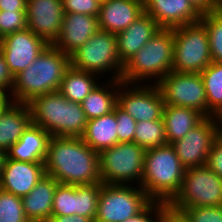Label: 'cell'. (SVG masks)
I'll return each instance as SVG.
<instances>
[{
    "label": "cell",
    "mask_w": 222,
    "mask_h": 222,
    "mask_svg": "<svg viewBox=\"0 0 222 222\" xmlns=\"http://www.w3.org/2000/svg\"><path fill=\"white\" fill-rule=\"evenodd\" d=\"M45 174L75 186L101 183L99 153L81 137H51L44 160Z\"/></svg>",
    "instance_id": "obj_1"
},
{
    "label": "cell",
    "mask_w": 222,
    "mask_h": 222,
    "mask_svg": "<svg viewBox=\"0 0 222 222\" xmlns=\"http://www.w3.org/2000/svg\"><path fill=\"white\" fill-rule=\"evenodd\" d=\"M70 56L49 44L23 71L14 76L11 100L27 104L35 97L59 91Z\"/></svg>",
    "instance_id": "obj_2"
},
{
    "label": "cell",
    "mask_w": 222,
    "mask_h": 222,
    "mask_svg": "<svg viewBox=\"0 0 222 222\" xmlns=\"http://www.w3.org/2000/svg\"><path fill=\"white\" fill-rule=\"evenodd\" d=\"M31 123L51 137H81L87 118L81 103L68 101L59 91L35 97L27 103Z\"/></svg>",
    "instance_id": "obj_3"
},
{
    "label": "cell",
    "mask_w": 222,
    "mask_h": 222,
    "mask_svg": "<svg viewBox=\"0 0 222 222\" xmlns=\"http://www.w3.org/2000/svg\"><path fill=\"white\" fill-rule=\"evenodd\" d=\"M173 54V29L160 28L146 45L124 64L120 81L128 84H157L173 71Z\"/></svg>",
    "instance_id": "obj_4"
},
{
    "label": "cell",
    "mask_w": 222,
    "mask_h": 222,
    "mask_svg": "<svg viewBox=\"0 0 222 222\" xmlns=\"http://www.w3.org/2000/svg\"><path fill=\"white\" fill-rule=\"evenodd\" d=\"M185 170L171 144L147 149L140 187L151 200L169 204L181 189Z\"/></svg>",
    "instance_id": "obj_5"
},
{
    "label": "cell",
    "mask_w": 222,
    "mask_h": 222,
    "mask_svg": "<svg viewBox=\"0 0 222 222\" xmlns=\"http://www.w3.org/2000/svg\"><path fill=\"white\" fill-rule=\"evenodd\" d=\"M70 66L100 77L108 74V80H120L124 65L118 56L116 35L99 29L70 55Z\"/></svg>",
    "instance_id": "obj_6"
},
{
    "label": "cell",
    "mask_w": 222,
    "mask_h": 222,
    "mask_svg": "<svg viewBox=\"0 0 222 222\" xmlns=\"http://www.w3.org/2000/svg\"><path fill=\"white\" fill-rule=\"evenodd\" d=\"M145 151L135 142H118L102 150L99 153L101 183L140 186Z\"/></svg>",
    "instance_id": "obj_7"
},
{
    "label": "cell",
    "mask_w": 222,
    "mask_h": 222,
    "mask_svg": "<svg viewBox=\"0 0 222 222\" xmlns=\"http://www.w3.org/2000/svg\"><path fill=\"white\" fill-rule=\"evenodd\" d=\"M173 71L201 73L212 62L209 38L205 26L197 23L173 29Z\"/></svg>",
    "instance_id": "obj_8"
},
{
    "label": "cell",
    "mask_w": 222,
    "mask_h": 222,
    "mask_svg": "<svg viewBox=\"0 0 222 222\" xmlns=\"http://www.w3.org/2000/svg\"><path fill=\"white\" fill-rule=\"evenodd\" d=\"M168 205L179 212L189 207L222 206V178L206 165L186 169L181 189Z\"/></svg>",
    "instance_id": "obj_9"
},
{
    "label": "cell",
    "mask_w": 222,
    "mask_h": 222,
    "mask_svg": "<svg viewBox=\"0 0 222 222\" xmlns=\"http://www.w3.org/2000/svg\"><path fill=\"white\" fill-rule=\"evenodd\" d=\"M150 201L140 186L102 183L94 222H124Z\"/></svg>",
    "instance_id": "obj_10"
},
{
    "label": "cell",
    "mask_w": 222,
    "mask_h": 222,
    "mask_svg": "<svg viewBox=\"0 0 222 222\" xmlns=\"http://www.w3.org/2000/svg\"><path fill=\"white\" fill-rule=\"evenodd\" d=\"M157 85L165 106L192 108L207 117V98L200 73L171 71Z\"/></svg>",
    "instance_id": "obj_11"
},
{
    "label": "cell",
    "mask_w": 222,
    "mask_h": 222,
    "mask_svg": "<svg viewBox=\"0 0 222 222\" xmlns=\"http://www.w3.org/2000/svg\"><path fill=\"white\" fill-rule=\"evenodd\" d=\"M221 132L219 117H205L182 139L173 142L176 155L185 169L203 166L215 138Z\"/></svg>",
    "instance_id": "obj_12"
},
{
    "label": "cell",
    "mask_w": 222,
    "mask_h": 222,
    "mask_svg": "<svg viewBox=\"0 0 222 222\" xmlns=\"http://www.w3.org/2000/svg\"><path fill=\"white\" fill-rule=\"evenodd\" d=\"M118 105L136 122L163 119L165 103L157 84L122 82L118 88Z\"/></svg>",
    "instance_id": "obj_13"
},
{
    "label": "cell",
    "mask_w": 222,
    "mask_h": 222,
    "mask_svg": "<svg viewBox=\"0 0 222 222\" xmlns=\"http://www.w3.org/2000/svg\"><path fill=\"white\" fill-rule=\"evenodd\" d=\"M49 45L28 28L0 39V51L13 76L26 69Z\"/></svg>",
    "instance_id": "obj_14"
},
{
    "label": "cell",
    "mask_w": 222,
    "mask_h": 222,
    "mask_svg": "<svg viewBox=\"0 0 222 222\" xmlns=\"http://www.w3.org/2000/svg\"><path fill=\"white\" fill-rule=\"evenodd\" d=\"M63 17L62 0H27V28L49 44L59 37Z\"/></svg>",
    "instance_id": "obj_15"
},
{
    "label": "cell",
    "mask_w": 222,
    "mask_h": 222,
    "mask_svg": "<svg viewBox=\"0 0 222 222\" xmlns=\"http://www.w3.org/2000/svg\"><path fill=\"white\" fill-rule=\"evenodd\" d=\"M44 175V162H22L5 156L0 174V189L23 197Z\"/></svg>",
    "instance_id": "obj_16"
},
{
    "label": "cell",
    "mask_w": 222,
    "mask_h": 222,
    "mask_svg": "<svg viewBox=\"0 0 222 222\" xmlns=\"http://www.w3.org/2000/svg\"><path fill=\"white\" fill-rule=\"evenodd\" d=\"M143 5L144 12L164 29L197 23L202 16L189 0H143Z\"/></svg>",
    "instance_id": "obj_17"
},
{
    "label": "cell",
    "mask_w": 222,
    "mask_h": 222,
    "mask_svg": "<svg viewBox=\"0 0 222 222\" xmlns=\"http://www.w3.org/2000/svg\"><path fill=\"white\" fill-rule=\"evenodd\" d=\"M98 30V17L81 13H64L61 33L53 45L70 56Z\"/></svg>",
    "instance_id": "obj_18"
},
{
    "label": "cell",
    "mask_w": 222,
    "mask_h": 222,
    "mask_svg": "<svg viewBox=\"0 0 222 222\" xmlns=\"http://www.w3.org/2000/svg\"><path fill=\"white\" fill-rule=\"evenodd\" d=\"M143 13V0H102L98 27L100 30L117 34L124 31Z\"/></svg>",
    "instance_id": "obj_19"
},
{
    "label": "cell",
    "mask_w": 222,
    "mask_h": 222,
    "mask_svg": "<svg viewBox=\"0 0 222 222\" xmlns=\"http://www.w3.org/2000/svg\"><path fill=\"white\" fill-rule=\"evenodd\" d=\"M159 29L157 22L144 12L124 31L115 34L121 63L124 65L131 59Z\"/></svg>",
    "instance_id": "obj_20"
},
{
    "label": "cell",
    "mask_w": 222,
    "mask_h": 222,
    "mask_svg": "<svg viewBox=\"0 0 222 222\" xmlns=\"http://www.w3.org/2000/svg\"><path fill=\"white\" fill-rule=\"evenodd\" d=\"M57 185L55 178L45 174L27 195L21 197L24 214L30 222L50 219Z\"/></svg>",
    "instance_id": "obj_21"
},
{
    "label": "cell",
    "mask_w": 222,
    "mask_h": 222,
    "mask_svg": "<svg viewBox=\"0 0 222 222\" xmlns=\"http://www.w3.org/2000/svg\"><path fill=\"white\" fill-rule=\"evenodd\" d=\"M50 138L47 131L31 123L5 156L22 162H44Z\"/></svg>",
    "instance_id": "obj_22"
},
{
    "label": "cell",
    "mask_w": 222,
    "mask_h": 222,
    "mask_svg": "<svg viewBox=\"0 0 222 222\" xmlns=\"http://www.w3.org/2000/svg\"><path fill=\"white\" fill-rule=\"evenodd\" d=\"M31 124L27 104L11 102L0 114V151L6 153Z\"/></svg>",
    "instance_id": "obj_23"
},
{
    "label": "cell",
    "mask_w": 222,
    "mask_h": 222,
    "mask_svg": "<svg viewBox=\"0 0 222 222\" xmlns=\"http://www.w3.org/2000/svg\"><path fill=\"white\" fill-rule=\"evenodd\" d=\"M115 108L102 117L87 120L82 140L94 151L100 153L118 143Z\"/></svg>",
    "instance_id": "obj_24"
},
{
    "label": "cell",
    "mask_w": 222,
    "mask_h": 222,
    "mask_svg": "<svg viewBox=\"0 0 222 222\" xmlns=\"http://www.w3.org/2000/svg\"><path fill=\"white\" fill-rule=\"evenodd\" d=\"M167 144L182 139L205 116L199 111L180 106H165L163 110Z\"/></svg>",
    "instance_id": "obj_25"
},
{
    "label": "cell",
    "mask_w": 222,
    "mask_h": 222,
    "mask_svg": "<svg viewBox=\"0 0 222 222\" xmlns=\"http://www.w3.org/2000/svg\"><path fill=\"white\" fill-rule=\"evenodd\" d=\"M106 81V83L100 82L81 102L87 120L110 113L118 104V88L122 82L120 80L108 81V79Z\"/></svg>",
    "instance_id": "obj_26"
},
{
    "label": "cell",
    "mask_w": 222,
    "mask_h": 222,
    "mask_svg": "<svg viewBox=\"0 0 222 222\" xmlns=\"http://www.w3.org/2000/svg\"><path fill=\"white\" fill-rule=\"evenodd\" d=\"M96 74L70 66L61 81L59 92L68 100L81 103L102 81ZM99 82H98V81Z\"/></svg>",
    "instance_id": "obj_27"
},
{
    "label": "cell",
    "mask_w": 222,
    "mask_h": 222,
    "mask_svg": "<svg viewBox=\"0 0 222 222\" xmlns=\"http://www.w3.org/2000/svg\"><path fill=\"white\" fill-rule=\"evenodd\" d=\"M207 98V117L222 116V63L211 62L200 73Z\"/></svg>",
    "instance_id": "obj_28"
},
{
    "label": "cell",
    "mask_w": 222,
    "mask_h": 222,
    "mask_svg": "<svg viewBox=\"0 0 222 222\" xmlns=\"http://www.w3.org/2000/svg\"><path fill=\"white\" fill-rule=\"evenodd\" d=\"M134 142L144 150L167 144L163 119L137 122Z\"/></svg>",
    "instance_id": "obj_29"
},
{
    "label": "cell",
    "mask_w": 222,
    "mask_h": 222,
    "mask_svg": "<svg viewBox=\"0 0 222 222\" xmlns=\"http://www.w3.org/2000/svg\"><path fill=\"white\" fill-rule=\"evenodd\" d=\"M200 22L208 34L212 62L222 63V8L202 14Z\"/></svg>",
    "instance_id": "obj_30"
},
{
    "label": "cell",
    "mask_w": 222,
    "mask_h": 222,
    "mask_svg": "<svg viewBox=\"0 0 222 222\" xmlns=\"http://www.w3.org/2000/svg\"><path fill=\"white\" fill-rule=\"evenodd\" d=\"M102 183L76 186V215L90 218L97 214Z\"/></svg>",
    "instance_id": "obj_31"
},
{
    "label": "cell",
    "mask_w": 222,
    "mask_h": 222,
    "mask_svg": "<svg viewBox=\"0 0 222 222\" xmlns=\"http://www.w3.org/2000/svg\"><path fill=\"white\" fill-rule=\"evenodd\" d=\"M76 214V186L58 183L53 199L51 216Z\"/></svg>",
    "instance_id": "obj_32"
},
{
    "label": "cell",
    "mask_w": 222,
    "mask_h": 222,
    "mask_svg": "<svg viewBox=\"0 0 222 222\" xmlns=\"http://www.w3.org/2000/svg\"><path fill=\"white\" fill-rule=\"evenodd\" d=\"M0 222H30L24 214L21 197L1 189Z\"/></svg>",
    "instance_id": "obj_33"
},
{
    "label": "cell",
    "mask_w": 222,
    "mask_h": 222,
    "mask_svg": "<svg viewBox=\"0 0 222 222\" xmlns=\"http://www.w3.org/2000/svg\"><path fill=\"white\" fill-rule=\"evenodd\" d=\"M26 28V11H0V39Z\"/></svg>",
    "instance_id": "obj_34"
},
{
    "label": "cell",
    "mask_w": 222,
    "mask_h": 222,
    "mask_svg": "<svg viewBox=\"0 0 222 222\" xmlns=\"http://www.w3.org/2000/svg\"><path fill=\"white\" fill-rule=\"evenodd\" d=\"M115 115L117 120L118 142L128 143L134 142V135L137 122L118 104L115 106Z\"/></svg>",
    "instance_id": "obj_35"
},
{
    "label": "cell",
    "mask_w": 222,
    "mask_h": 222,
    "mask_svg": "<svg viewBox=\"0 0 222 222\" xmlns=\"http://www.w3.org/2000/svg\"><path fill=\"white\" fill-rule=\"evenodd\" d=\"M182 213L190 222H222V206L189 207Z\"/></svg>",
    "instance_id": "obj_36"
},
{
    "label": "cell",
    "mask_w": 222,
    "mask_h": 222,
    "mask_svg": "<svg viewBox=\"0 0 222 222\" xmlns=\"http://www.w3.org/2000/svg\"><path fill=\"white\" fill-rule=\"evenodd\" d=\"M167 205L165 202L151 200L139 213L124 222H161L163 209Z\"/></svg>",
    "instance_id": "obj_37"
},
{
    "label": "cell",
    "mask_w": 222,
    "mask_h": 222,
    "mask_svg": "<svg viewBox=\"0 0 222 222\" xmlns=\"http://www.w3.org/2000/svg\"><path fill=\"white\" fill-rule=\"evenodd\" d=\"M100 0H62L64 13L99 16Z\"/></svg>",
    "instance_id": "obj_38"
},
{
    "label": "cell",
    "mask_w": 222,
    "mask_h": 222,
    "mask_svg": "<svg viewBox=\"0 0 222 222\" xmlns=\"http://www.w3.org/2000/svg\"><path fill=\"white\" fill-rule=\"evenodd\" d=\"M206 166L222 178V131L214 140Z\"/></svg>",
    "instance_id": "obj_39"
},
{
    "label": "cell",
    "mask_w": 222,
    "mask_h": 222,
    "mask_svg": "<svg viewBox=\"0 0 222 222\" xmlns=\"http://www.w3.org/2000/svg\"><path fill=\"white\" fill-rule=\"evenodd\" d=\"M14 84V76L9 70L5 58L0 51V92L10 96ZM7 92V93H6Z\"/></svg>",
    "instance_id": "obj_40"
},
{
    "label": "cell",
    "mask_w": 222,
    "mask_h": 222,
    "mask_svg": "<svg viewBox=\"0 0 222 222\" xmlns=\"http://www.w3.org/2000/svg\"><path fill=\"white\" fill-rule=\"evenodd\" d=\"M194 7L201 13L214 12L222 8L219 0H189Z\"/></svg>",
    "instance_id": "obj_41"
},
{
    "label": "cell",
    "mask_w": 222,
    "mask_h": 222,
    "mask_svg": "<svg viewBox=\"0 0 222 222\" xmlns=\"http://www.w3.org/2000/svg\"><path fill=\"white\" fill-rule=\"evenodd\" d=\"M161 222H190L187 217L179 211L174 210L169 205L163 209Z\"/></svg>",
    "instance_id": "obj_42"
},
{
    "label": "cell",
    "mask_w": 222,
    "mask_h": 222,
    "mask_svg": "<svg viewBox=\"0 0 222 222\" xmlns=\"http://www.w3.org/2000/svg\"><path fill=\"white\" fill-rule=\"evenodd\" d=\"M27 0H0V11H26Z\"/></svg>",
    "instance_id": "obj_43"
},
{
    "label": "cell",
    "mask_w": 222,
    "mask_h": 222,
    "mask_svg": "<svg viewBox=\"0 0 222 222\" xmlns=\"http://www.w3.org/2000/svg\"><path fill=\"white\" fill-rule=\"evenodd\" d=\"M47 222H93L88 217H83L81 215H72V216H51Z\"/></svg>",
    "instance_id": "obj_44"
},
{
    "label": "cell",
    "mask_w": 222,
    "mask_h": 222,
    "mask_svg": "<svg viewBox=\"0 0 222 222\" xmlns=\"http://www.w3.org/2000/svg\"><path fill=\"white\" fill-rule=\"evenodd\" d=\"M12 102L11 97L0 92V114Z\"/></svg>",
    "instance_id": "obj_45"
},
{
    "label": "cell",
    "mask_w": 222,
    "mask_h": 222,
    "mask_svg": "<svg viewBox=\"0 0 222 222\" xmlns=\"http://www.w3.org/2000/svg\"><path fill=\"white\" fill-rule=\"evenodd\" d=\"M4 158H5V153L0 151V174H1L2 166H3Z\"/></svg>",
    "instance_id": "obj_46"
},
{
    "label": "cell",
    "mask_w": 222,
    "mask_h": 222,
    "mask_svg": "<svg viewBox=\"0 0 222 222\" xmlns=\"http://www.w3.org/2000/svg\"><path fill=\"white\" fill-rule=\"evenodd\" d=\"M220 125H221V131H222V116L220 117Z\"/></svg>",
    "instance_id": "obj_47"
}]
</instances>
